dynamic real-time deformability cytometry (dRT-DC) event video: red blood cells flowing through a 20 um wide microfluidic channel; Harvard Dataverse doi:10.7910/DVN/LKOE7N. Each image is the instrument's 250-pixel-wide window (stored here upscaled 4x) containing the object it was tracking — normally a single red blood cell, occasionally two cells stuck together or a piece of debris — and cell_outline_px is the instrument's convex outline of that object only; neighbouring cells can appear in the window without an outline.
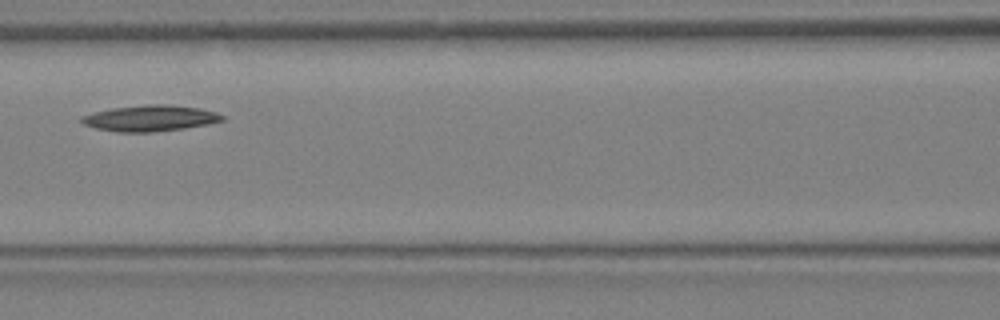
{"species": "Egyptian fruit bat (a non-hibernating species)", "species_latin": "Rousettus aegyptiacus", "temperature_condition": "warm", "stored_images_in_passage": 10, "camera_frame_rate_fps": 3000, "um_per_image_px": 0.085, "animal": {"sex": "female"}, "frame": {"image": 1, "passage_image": 7, "time_ms": 2.0, "image_size_px": [1000, 320], "cell_outline_px": [[224, 120], [208, 124], [184, 128], [152, 132], [116, 132], [96, 128], [84, 124], [80, 120], [80, 116], [112, 108], [148, 104], [164, 104], [200, 108], [216, 112], [224, 116]], "centroid_in_image_um": [12.76, 10.05], "position_along_channel_um": 153.8, "area_um2": 21.21}}
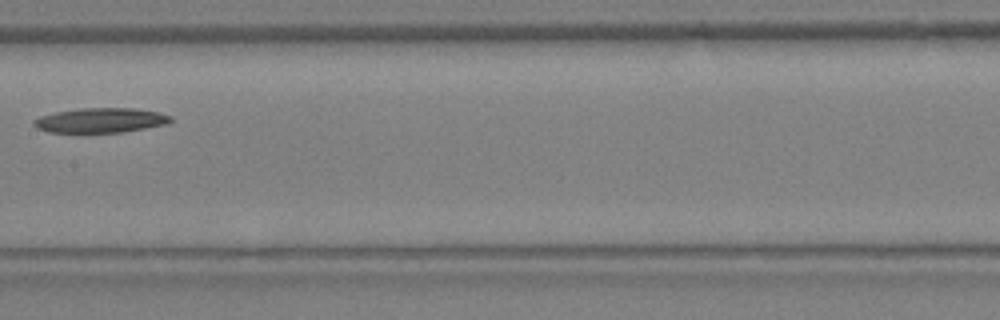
{"frame": {"image": 2, "passage_image": 9, "time_ms": 2.667, "image_size_px": [1000, 320], "cell_outline_px": [[172, 120], [168, 124], [124, 132], [88, 136], [48, 132], [36, 128], [32, 124], [32, 120], [40, 116], [56, 112], [80, 108], [136, 108], [160, 112], [172, 116]], "centroid_in_image_um": [8.51, 10.28], "position_along_channel_um": 198.9, "area_um2": 20.98}}